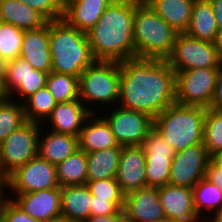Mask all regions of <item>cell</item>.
<instances>
[{"mask_svg": "<svg viewBox=\"0 0 222 222\" xmlns=\"http://www.w3.org/2000/svg\"><path fill=\"white\" fill-rule=\"evenodd\" d=\"M166 60L175 72L218 68L220 62L213 42L196 39L186 32L177 34L172 53Z\"/></svg>", "mask_w": 222, "mask_h": 222, "instance_id": "9c48e42d", "label": "cell"}, {"mask_svg": "<svg viewBox=\"0 0 222 222\" xmlns=\"http://www.w3.org/2000/svg\"><path fill=\"white\" fill-rule=\"evenodd\" d=\"M22 101L19 103L9 98L0 101V144L27 122Z\"/></svg>", "mask_w": 222, "mask_h": 222, "instance_id": "d6a6232c", "label": "cell"}, {"mask_svg": "<svg viewBox=\"0 0 222 222\" xmlns=\"http://www.w3.org/2000/svg\"><path fill=\"white\" fill-rule=\"evenodd\" d=\"M209 218H207V220H202V222H222V211L221 212H217V213H215L214 214V216H213V218H212V220L211 219H209ZM211 220V221H210Z\"/></svg>", "mask_w": 222, "mask_h": 222, "instance_id": "c3c4849f", "label": "cell"}, {"mask_svg": "<svg viewBox=\"0 0 222 222\" xmlns=\"http://www.w3.org/2000/svg\"><path fill=\"white\" fill-rule=\"evenodd\" d=\"M84 222H128L123 209L111 215L90 216Z\"/></svg>", "mask_w": 222, "mask_h": 222, "instance_id": "b9f144b4", "label": "cell"}, {"mask_svg": "<svg viewBox=\"0 0 222 222\" xmlns=\"http://www.w3.org/2000/svg\"><path fill=\"white\" fill-rule=\"evenodd\" d=\"M120 209L109 200L96 199L92 195V205L90 210V216H98V215H111L115 214Z\"/></svg>", "mask_w": 222, "mask_h": 222, "instance_id": "60d3db41", "label": "cell"}, {"mask_svg": "<svg viewBox=\"0 0 222 222\" xmlns=\"http://www.w3.org/2000/svg\"><path fill=\"white\" fill-rule=\"evenodd\" d=\"M28 7L39 11L49 21L63 18V4L61 0H19Z\"/></svg>", "mask_w": 222, "mask_h": 222, "instance_id": "74e56055", "label": "cell"}, {"mask_svg": "<svg viewBox=\"0 0 222 222\" xmlns=\"http://www.w3.org/2000/svg\"><path fill=\"white\" fill-rule=\"evenodd\" d=\"M92 113L80 99L57 103L47 118L52 125V131L79 137L85 120Z\"/></svg>", "mask_w": 222, "mask_h": 222, "instance_id": "d6986e66", "label": "cell"}, {"mask_svg": "<svg viewBox=\"0 0 222 222\" xmlns=\"http://www.w3.org/2000/svg\"><path fill=\"white\" fill-rule=\"evenodd\" d=\"M4 68V86L8 95H10L27 75V61L21 57L7 61L3 64Z\"/></svg>", "mask_w": 222, "mask_h": 222, "instance_id": "8d00e7d4", "label": "cell"}, {"mask_svg": "<svg viewBox=\"0 0 222 222\" xmlns=\"http://www.w3.org/2000/svg\"><path fill=\"white\" fill-rule=\"evenodd\" d=\"M20 57L36 70L47 73L52 71L49 22L38 29L24 31Z\"/></svg>", "mask_w": 222, "mask_h": 222, "instance_id": "ac0fdd59", "label": "cell"}, {"mask_svg": "<svg viewBox=\"0 0 222 222\" xmlns=\"http://www.w3.org/2000/svg\"><path fill=\"white\" fill-rule=\"evenodd\" d=\"M218 75V68L175 72L176 103L210 108Z\"/></svg>", "mask_w": 222, "mask_h": 222, "instance_id": "ba28073f", "label": "cell"}, {"mask_svg": "<svg viewBox=\"0 0 222 222\" xmlns=\"http://www.w3.org/2000/svg\"><path fill=\"white\" fill-rule=\"evenodd\" d=\"M55 222H77V221H71V220H65V219H58Z\"/></svg>", "mask_w": 222, "mask_h": 222, "instance_id": "816d5d0a", "label": "cell"}, {"mask_svg": "<svg viewBox=\"0 0 222 222\" xmlns=\"http://www.w3.org/2000/svg\"><path fill=\"white\" fill-rule=\"evenodd\" d=\"M158 222H184V221L174 220V219H170V218L165 217V218L159 220Z\"/></svg>", "mask_w": 222, "mask_h": 222, "instance_id": "681fc988", "label": "cell"}, {"mask_svg": "<svg viewBox=\"0 0 222 222\" xmlns=\"http://www.w3.org/2000/svg\"><path fill=\"white\" fill-rule=\"evenodd\" d=\"M142 147L146 158V186L159 188L169 184L174 149L154 127L144 139Z\"/></svg>", "mask_w": 222, "mask_h": 222, "instance_id": "7c38bea8", "label": "cell"}, {"mask_svg": "<svg viewBox=\"0 0 222 222\" xmlns=\"http://www.w3.org/2000/svg\"><path fill=\"white\" fill-rule=\"evenodd\" d=\"M0 21L10 23L23 31L38 29L49 22L39 11L19 0H0Z\"/></svg>", "mask_w": 222, "mask_h": 222, "instance_id": "cb8c5ba5", "label": "cell"}, {"mask_svg": "<svg viewBox=\"0 0 222 222\" xmlns=\"http://www.w3.org/2000/svg\"><path fill=\"white\" fill-rule=\"evenodd\" d=\"M70 0H61L62 4L64 5L66 2H68Z\"/></svg>", "mask_w": 222, "mask_h": 222, "instance_id": "db71d44e", "label": "cell"}, {"mask_svg": "<svg viewBox=\"0 0 222 222\" xmlns=\"http://www.w3.org/2000/svg\"><path fill=\"white\" fill-rule=\"evenodd\" d=\"M210 158L204 143L189 146L183 151L175 153L171 164L169 184L193 188L205 177Z\"/></svg>", "mask_w": 222, "mask_h": 222, "instance_id": "4fadbf2b", "label": "cell"}, {"mask_svg": "<svg viewBox=\"0 0 222 222\" xmlns=\"http://www.w3.org/2000/svg\"><path fill=\"white\" fill-rule=\"evenodd\" d=\"M113 0H70L63 5V19L74 28L87 32Z\"/></svg>", "mask_w": 222, "mask_h": 222, "instance_id": "ffe728a7", "label": "cell"}, {"mask_svg": "<svg viewBox=\"0 0 222 222\" xmlns=\"http://www.w3.org/2000/svg\"><path fill=\"white\" fill-rule=\"evenodd\" d=\"M15 197L12 200L37 221L55 222L61 219V188L37 190Z\"/></svg>", "mask_w": 222, "mask_h": 222, "instance_id": "5bb4252c", "label": "cell"}, {"mask_svg": "<svg viewBox=\"0 0 222 222\" xmlns=\"http://www.w3.org/2000/svg\"><path fill=\"white\" fill-rule=\"evenodd\" d=\"M220 62H219V66H218V69H219V74L222 76V59H219Z\"/></svg>", "mask_w": 222, "mask_h": 222, "instance_id": "f907efd6", "label": "cell"}, {"mask_svg": "<svg viewBox=\"0 0 222 222\" xmlns=\"http://www.w3.org/2000/svg\"><path fill=\"white\" fill-rule=\"evenodd\" d=\"M185 32L196 39L215 42L219 28L209 0H195L191 22Z\"/></svg>", "mask_w": 222, "mask_h": 222, "instance_id": "484cf974", "label": "cell"}, {"mask_svg": "<svg viewBox=\"0 0 222 222\" xmlns=\"http://www.w3.org/2000/svg\"><path fill=\"white\" fill-rule=\"evenodd\" d=\"M136 0H113L86 34L96 61L135 58L133 25Z\"/></svg>", "mask_w": 222, "mask_h": 222, "instance_id": "7a4b0ae2", "label": "cell"}, {"mask_svg": "<svg viewBox=\"0 0 222 222\" xmlns=\"http://www.w3.org/2000/svg\"><path fill=\"white\" fill-rule=\"evenodd\" d=\"M118 105L155 119L176 103L175 71L167 60L132 58L120 62Z\"/></svg>", "mask_w": 222, "mask_h": 222, "instance_id": "6da1fadb", "label": "cell"}, {"mask_svg": "<svg viewBox=\"0 0 222 222\" xmlns=\"http://www.w3.org/2000/svg\"><path fill=\"white\" fill-rule=\"evenodd\" d=\"M177 34L145 1L136 0L133 25L135 58L166 60L172 53Z\"/></svg>", "mask_w": 222, "mask_h": 222, "instance_id": "277c9868", "label": "cell"}, {"mask_svg": "<svg viewBox=\"0 0 222 222\" xmlns=\"http://www.w3.org/2000/svg\"><path fill=\"white\" fill-rule=\"evenodd\" d=\"M110 113V115L108 114ZM103 112V118L120 146H142L153 128V119L145 113L114 106L111 112Z\"/></svg>", "mask_w": 222, "mask_h": 222, "instance_id": "8fae6325", "label": "cell"}, {"mask_svg": "<svg viewBox=\"0 0 222 222\" xmlns=\"http://www.w3.org/2000/svg\"><path fill=\"white\" fill-rule=\"evenodd\" d=\"M120 79V62L95 61L79 76V99L91 113L97 112L90 102L114 107L119 100Z\"/></svg>", "mask_w": 222, "mask_h": 222, "instance_id": "8992f818", "label": "cell"}, {"mask_svg": "<svg viewBox=\"0 0 222 222\" xmlns=\"http://www.w3.org/2000/svg\"><path fill=\"white\" fill-rule=\"evenodd\" d=\"M122 147L87 154V181L116 178Z\"/></svg>", "mask_w": 222, "mask_h": 222, "instance_id": "4316f807", "label": "cell"}, {"mask_svg": "<svg viewBox=\"0 0 222 222\" xmlns=\"http://www.w3.org/2000/svg\"><path fill=\"white\" fill-rule=\"evenodd\" d=\"M97 113H92L84 122L83 128L78 137L79 149L91 153L103 149L122 147L118 144L110 125Z\"/></svg>", "mask_w": 222, "mask_h": 222, "instance_id": "44dd1931", "label": "cell"}, {"mask_svg": "<svg viewBox=\"0 0 222 222\" xmlns=\"http://www.w3.org/2000/svg\"><path fill=\"white\" fill-rule=\"evenodd\" d=\"M26 120L35 123L47 122L57 102L45 86L22 102Z\"/></svg>", "mask_w": 222, "mask_h": 222, "instance_id": "f546056e", "label": "cell"}, {"mask_svg": "<svg viewBox=\"0 0 222 222\" xmlns=\"http://www.w3.org/2000/svg\"><path fill=\"white\" fill-rule=\"evenodd\" d=\"M0 222H6L2 216H0Z\"/></svg>", "mask_w": 222, "mask_h": 222, "instance_id": "11a10c76", "label": "cell"}, {"mask_svg": "<svg viewBox=\"0 0 222 222\" xmlns=\"http://www.w3.org/2000/svg\"><path fill=\"white\" fill-rule=\"evenodd\" d=\"M46 87L57 103L79 99V77L51 71L47 76Z\"/></svg>", "mask_w": 222, "mask_h": 222, "instance_id": "4dcf8cb0", "label": "cell"}, {"mask_svg": "<svg viewBox=\"0 0 222 222\" xmlns=\"http://www.w3.org/2000/svg\"><path fill=\"white\" fill-rule=\"evenodd\" d=\"M92 195L86 184L61 187V218L84 222L90 217Z\"/></svg>", "mask_w": 222, "mask_h": 222, "instance_id": "7402d4cb", "label": "cell"}, {"mask_svg": "<svg viewBox=\"0 0 222 222\" xmlns=\"http://www.w3.org/2000/svg\"><path fill=\"white\" fill-rule=\"evenodd\" d=\"M210 108L214 110H222V76L220 74L217 77Z\"/></svg>", "mask_w": 222, "mask_h": 222, "instance_id": "7bdbcfd3", "label": "cell"}, {"mask_svg": "<svg viewBox=\"0 0 222 222\" xmlns=\"http://www.w3.org/2000/svg\"><path fill=\"white\" fill-rule=\"evenodd\" d=\"M219 59H222V30H219L214 42Z\"/></svg>", "mask_w": 222, "mask_h": 222, "instance_id": "bcb514c9", "label": "cell"}, {"mask_svg": "<svg viewBox=\"0 0 222 222\" xmlns=\"http://www.w3.org/2000/svg\"><path fill=\"white\" fill-rule=\"evenodd\" d=\"M159 200L166 218L184 222H202L193 203V188L166 184L158 188Z\"/></svg>", "mask_w": 222, "mask_h": 222, "instance_id": "e0dca14e", "label": "cell"}, {"mask_svg": "<svg viewBox=\"0 0 222 222\" xmlns=\"http://www.w3.org/2000/svg\"><path fill=\"white\" fill-rule=\"evenodd\" d=\"M91 195L96 199L109 200L119 209H123L125 194L122 192L120 185L115 178L87 181Z\"/></svg>", "mask_w": 222, "mask_h": 222, "instance_id": "e575fe53", "label": "cell"}, {"mask_svg": "<svg viewBox=\"0 0 222 222\" xmlns=\"http://www.w3.org/2000/svg\"><path fill=\"white\" fill-rule=\"evenodd\" d=\"M169 26L185 32L191 22L195 0H144Z\"/></svg>", "mask_w": 222, "mask_h": 222, "instance_id": "d4e9b609", "label": "cell"}, {"mask_svg": "<svg viewBox=\"0 0 222 222\" xmlns=\"http://www.w3.org/2000/svg\"><path fill=\"white\" fill-rule=\"evenodd\" d=\"M142 146H122L116 180L122 192H130L146 187V160Z\"/></svg>", "mask_w": 222, "mask_h": 222, "instance_id": "9a60e30c", "label": "cell"}, {"mask_svg": "<svg viewBox=\"0 0 222 222\" xmlns=\"http://www.w3.org/2000/svg\"><path fill=\"white\" fill-rule=\"evenodd\" d=\"M47 76V72L36 70L29 62H27V75L25 76L24 81H21L18 87L9 95L8 98L15 100L14 98L16 95L14 94L17 93V95L19 94L18 97L22 96L23 100L26 99L30 95L36 93L39 89L46 86Z\"/></svg>", "mask_w": 222, "mask_h": 222, "instance_id": "d590c367", "label": "cell"}, {"mask_svg": "<svg viewBox=\"0 0 222 222\" xmlns=\"http://www.w3.org/2000/svg\"><path fill=\"white\" fill-rule=\"evenodd\" d=\"M206 108L174 103L153 119V127L175 151L203 143Z\"/></svg>", "mask_w": 222, "mask_h": 222, "instance_id": "5b68a950", "label": "cell"}, {"mask_svg": "<svg viewBox=\"0 0 222 222\" xmlns=\"http://www.w3.org/2000/svg\"><path fill=\"white\" fill-rule=\"evenodd\" d=\"M4 187H6L5 179L0 175V202H4L6 198Z\"/></svg>", "mask_w": 222, "mask_h": 222, "instance_id": "7dc6e473", "label": "cell"}, {"mask_svg": "<svg viewBox=\"0 0 222 222\" xmlns=\"http://www.w3.org/2000/svg\"><path fill=\"white\" fill-rule=\"evenodd\" d=\"M87 153L78 149L66 160L56 165L60 187L84 185L87 183Z\"/></svg>", "mask_w": 222, "mask_h": 222, "instance_id": "83f0119b", "label": "cell"}, {"mask_svg": "<svg viewBox=\"0 0 222 222\" xmlns=\"http://www.w3.org/2000/svg\"><path fill=\"white\" fill-rule=\"evenodd\" d=\"M49 41L52 72L79 77L96 61L86 32L69 25L63 18L49 21Z\"/></svg>", "mask_w": 222, "mask_h": 222, "instance_id": "3957f363", "label": "cell"}, {"mask_svg": "<svg viewBox=\"0 0 222 222\" xmlns=\"http://www.w3.org/2000/svg\"><path fill=\"white\" fill-rule=\"evenodd\" d=\"M9 97L4 86V68L3 64L0 63V101L5 100Z\"/></svg>", "mask_w": 222, "mask_h": 222, "instance_id": "f6af8a7d", "label": "cell"}, {"mask_svg": "<svg viewBox=\"0 0 222 222\" xmlns=\"http://www.w3.org/2000/svg\"><path fill=\"white\" fill-rule=\"evenodd\" d=\"M216 158L222 162V152L218 156H216Z\"/></svg>", "mask_w": 222, "mask_h": 222, "instance_id": "f5cc1de1", "label": "cell"}, {"mask_svg": "<svg viewBox=\"0 0 222 222\" xmlns=\"http://www.w3.org/2000/svg\"><path fill=\"white\" fill-rule=\"evenodd\" d=\"M5 184V190L9 188L10 191H15V195L61 188L57 180L56 165L38 155L11 173L5 179Z\"/></svg>", "mask_w": 222, "mask_h": 222, "instance_id": "30bf717a", "label": "cell"}, {"mask_svg": "<svg viewBox=\"0 0 222 222\" xmlns=\"http://www.w3.org/2000/svg\"><path fill=\"white\" fill-rule=\"evenodd\" d=\"M40 130L38 156L57 165L79 149L78 137L49 130L45 136ZM42 137V138H41Z\"/></svg>", "mask_w": 222, "mask_h": 222, "instance_id": "603a6c76", "label": "cell"}, {"mask_svg": "<svg viewBox=\"0 0 222 222\" xmlns=\"http://www.w3.org/2000/svg\"><path fill=\"white\" fill-rule=\"evenodd\" d=\"M205 178L222 191V162L216 157H211L208 161Z\"/></svg>", "mask_w": 222, "mask_h": 222, "instance_id": "ab89813d", "label": "cell"}, {"mask_svg": "<svg viewBox=\"0 0 222 222\" xmlns=\"http://www.w3.org/2000/svg\"><path fill=\"white\" fill-rule=\"evenodd\" d=\"M41 124L27 121L0 144V175L6 179L38 154Z\"/></svg>", "mask_w": 222, "mask_h": 222, "instance_id": "52a82bcc", "label": "cell"}, {"mask_svg": "<svg viewBox=\"0 0 222 222\" xmlns=\"http://www.w3.org/2000/svg\"><path fill=\"white\" fill-rule=\"evenodd\" d=\"M123 210L128 222H158L165 218L155 187L146 186L126 194Z\"/></svg>", "mask_w": 222, "mask_h": 222, "instance_id": "2e32d148", "label": "cell"}, {"mask_svg": "<svg viewBox=\"0 0 222 222\" xmlns=\"http://www.w3.org/2000/svg\"><path fill=\"white\" fill-rule=\"evenodd\" d=\"M216 17L219 30H222V0H209Z\"/></svg>", "mask_w": 222, "mask_h": 222, "instance_id": "ee69618b", "label": "cell"}, {"mask_svg": "<svg viewBox=\"0 0 222 222\" xmlns=\"http://www.w3.org/2000/svg\"><path fill=\"white\" fill-rule=\"evenodd\" d=\"M24 31L0 21V63L20 57Z\"/></svg>", "mask_w": 222, "mask_h": 222, "instance_id": "836d02e7", "label": "cell"}, {"mask_svg": "<svg viewBox=\"0 0 222 222\" xmlns=\"http://www.w3.org/2000/svg\"><path fill=\"white\" fill-rule=\"evenodd\" d=\"M203 143L211 157L222 152V110L206 108Z\"/></svg>", "mask_w": 222, "mask_h": 222, "instance_id": "1f68e13d", "label": "cell"}, {"mask_svg": "<svg viewBox=\"0 0 222 222\" xmlns=\"http://www.w3.org/2000/svg\"><path fill=\"white\" fill-rule=\"evenodd\" d=\"M3 202H0V216H1V207H2Z\"/></svg>", "mask_w": 222, "mask_h": 222, "instance_id": "9f6ffc18", "label": "cell"}, {"mask_svg": "<svg viewBox=\"0 0 222 222\" xmlns=\"http://www.w3.org/2000/svg\"><path fill=\"white\" fill-rule=\"evenodd\" d=\"M14 194L4 199L1 216L6 222H40L26 214L13 200ZM12 197V198H11Z\"/></svg>", "mask_w": 222, "mask_h": 222, "instance_id": "f35d334b", "label": "cell"}, {"mask_svg": "<svg viewBox=\"0 0 222 222\" xmlns=\"http://www.w3.org/2000/svg\"><path fill=\"white\" fill-rule=\"evenodd\" d=\"M193 203L196 214L202 220V213L207 210L213 214L222 211V191L205 177L193 187Z\"/></svg>", "mask_w": 222, "mask_h": 222, "instance_id": "f1b7e54d", "label": "cell"}]
</instances>
